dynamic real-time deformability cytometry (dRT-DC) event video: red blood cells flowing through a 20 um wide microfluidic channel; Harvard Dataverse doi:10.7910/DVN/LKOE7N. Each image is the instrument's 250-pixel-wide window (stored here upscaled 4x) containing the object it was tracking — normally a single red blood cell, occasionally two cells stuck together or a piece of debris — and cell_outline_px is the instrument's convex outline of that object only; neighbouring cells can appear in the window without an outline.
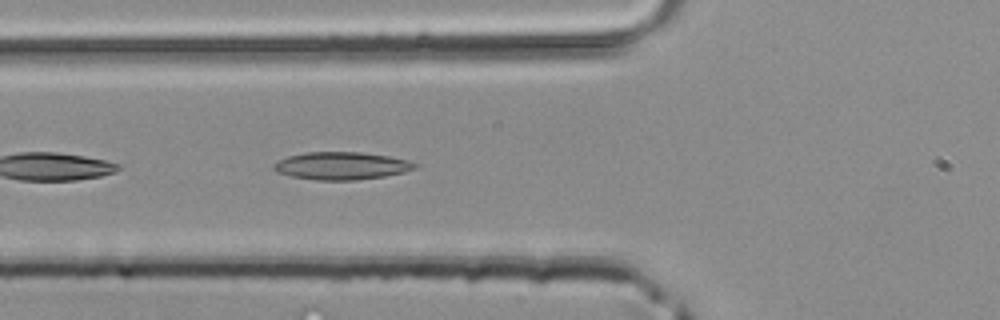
{"species": "common noctule bat (a hibernating species)", "species_latin": "Nyctalus noctula", "temperature_condition": "room temperature", "stored_images_in_passage": 43, "camera_frame_rate_fps": 3000, "um_per_image_px": 0.085, "animal": {"sex": "male", "body_mass_g": 20.4}, "frame": {"image": 1, "passage_image": 15, "time_ms": 4.667, "image_size_px": [1000, 320], "cell_outline_px": [[420, 164], [416, 168], [404, 172], [384, 176], [356, 180], [316, 180], [292, 176], [276, 172], [272, 168], [280, 160], [288, 156], [308, 152], [360, 152], [388, 156], [408, 160]], "centroid_in_image_um": [29.06, 14.09], "position_along_channel_um": 96.7, "area_um2": 22.6}}
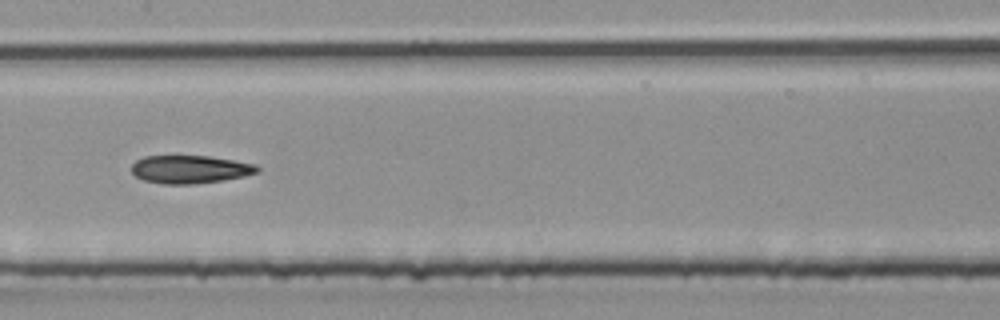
{"frame": {"image": 2, "passage_image": 21, "time_ms": 6.667, "image_size_px": [1000, 320], "cell_outline_px": [[260, 172], [244, 176], [220, 180], [192, 184], [164, 184], [144, 180], [136, 176], [132, 172], [132, 164], [136, 160], [144, 156], [208, 156], [256, 164], [260, 168]], "centroid_in_image_um": [16.16, 14.39], "position_along_channel_um": 191.2, "area_um2": 20.4}}
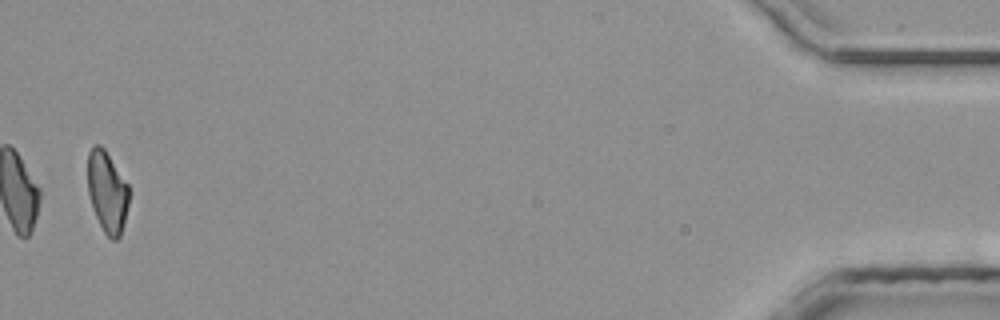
{"frame": {"image": 3, "passage_image": 42, "time_ms": 13.667, "image_size_px": [1000, 320], "cell_outline_px": [[128, 204], [120, 236], [116, 240], [112, 240], [104, 232], [96, 216], [88, 192], [88, 152], [96, 144], [100, 144], [104, 148], [128, 184]], "centroid_in_image_um": [9.11, 16.29], "position_along_channel_um": 426.1, "area_um2": 19.19}}